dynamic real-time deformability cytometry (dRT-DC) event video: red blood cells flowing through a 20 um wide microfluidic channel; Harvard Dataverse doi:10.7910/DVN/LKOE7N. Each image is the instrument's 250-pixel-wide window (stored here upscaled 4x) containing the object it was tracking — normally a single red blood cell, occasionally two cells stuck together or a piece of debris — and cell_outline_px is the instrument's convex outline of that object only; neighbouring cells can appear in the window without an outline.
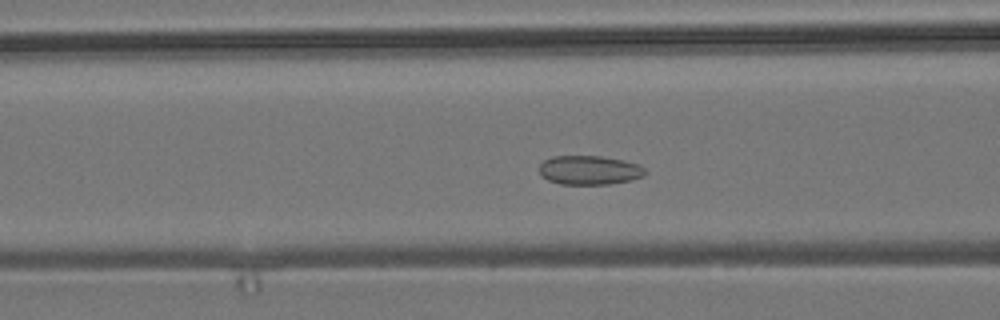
{"species": "common noctule bat (a hibernating species)", "species_latin": "Nyctalus noctula", "temperature_condition": "room temperature", "stored_images_in_passage": 47, "camera_frame_rate_fps": 3000, "um_per_image_px": 0.085, "animal": {"sex": "male", "body_mass_g": 19.2, "forearm_length_mm": 51.8}, "frame": {"image": 1, "passage_image": 19, "time_ms": 6.0, "image_size_px": [1000, 320], "cell_outline_px": [[648, 172], [644, 176], [632, 180], [608, 184], [560, 184], [548, 180], [540, 176], [540, 164], [544, 160], [552, 156], [600, 156], [624, 160], [640, 164]], "centroid_in_image_um": [50.12, 14.46], "position_along_channel_um": 116.5, "area_um2": 18.15}}
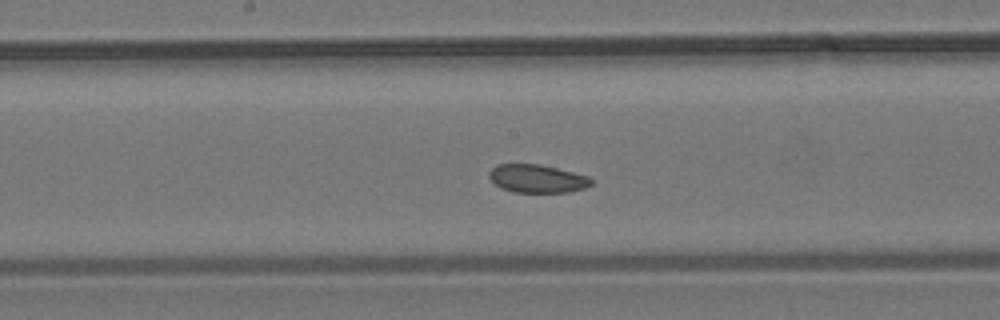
{"frame": {"image": 2, "passage_image": 26, "time_ms": 8.333, "image_size_px": [1000, 320], "cell_outline_px": [[592, 184], [584, 188], [568, 192], [512, 192], [500, 188], [488, 176], [488, 172], [496, 164], [540, 164], [588, 176], [592, 180]], "centroid_in_image_um": [45.63, 15.18], "position_along_channel_um": 202.6, "area_um2": 16.7}}
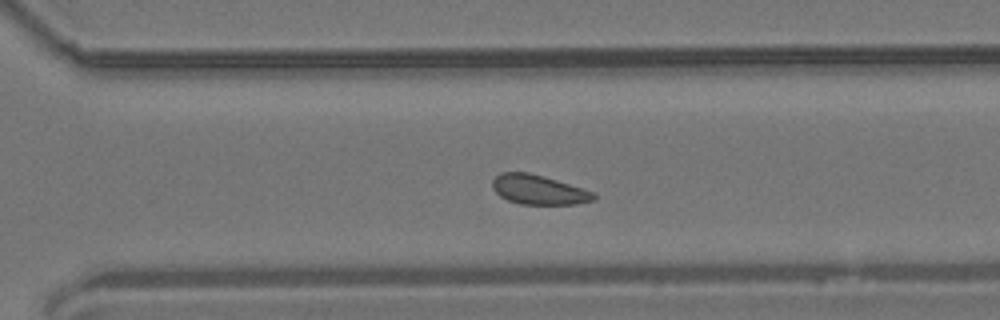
{"frame": {"image": 3, "passage_image": 36, "time_ms": 11.667, "image_size_px": [1000, 320], "cell_outline_px": [[596, 200], [576, 204], [520, 204], [508, 200], [500, 196], [492, 188], [492, 180], [500, 172], [528, 172], [544, 176], [596, 192]], "centroid_in_image_um": [45.8, 16.12], "position_along_channel_um": 324.8, "area_um2": 17.57}, "authors_computed_cell_mechanics": {"area_um2": 17.918, "velocity_mm_per_s": 3.6778, "shape_relaxation_time_tau1_ms": null, "shape_relaxation_time_tau2_ms": 4.7174, "deformation_change_tau1": null, "deformation_change_tau2": 0.0773}}